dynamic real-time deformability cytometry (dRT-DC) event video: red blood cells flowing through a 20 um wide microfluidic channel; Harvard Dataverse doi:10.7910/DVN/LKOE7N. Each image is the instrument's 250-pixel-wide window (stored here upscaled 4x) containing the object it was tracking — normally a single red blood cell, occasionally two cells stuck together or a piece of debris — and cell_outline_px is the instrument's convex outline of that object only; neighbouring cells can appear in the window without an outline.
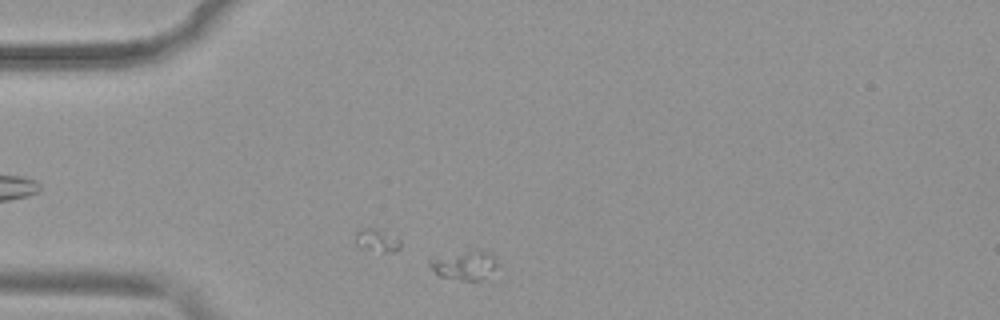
{"species": "common noctule bat (a hibernating species)", "species_latin": "Nyctalus noctula", "temperature_condition": "warm", "stored_images_in_passage": 14, "camera_frame_rate_fps": 3000, "um_per_image_px": 0.085, "animal": {"sex": "female", "body_mass_g": 19.9}, "frame": {"image": 1, "passage_image": 2, "time_ms": 0.333, "image_size_px": [1000, 320], "cell_outline_px": [[500, 264], [480, 280], [460, 280], [440, 276], [432, 268], [432, 260], [480, 248], [484, 248], [492, 252]], "centroid_in_image_um": [39.65, 22.52], "position_along_channel_um": 45.4, "area_um2": 11.04}}
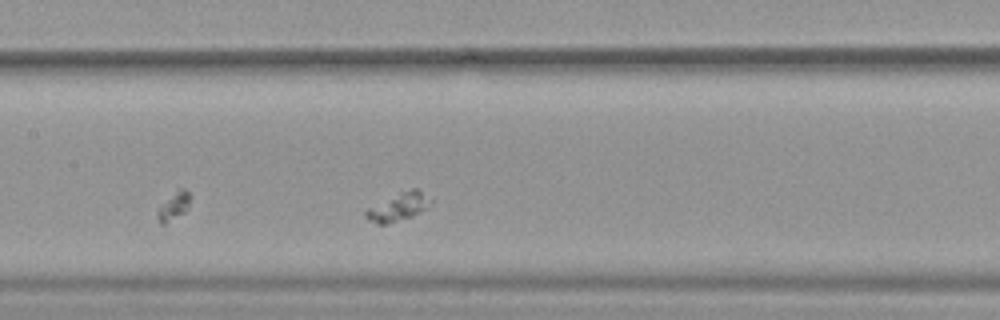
{"frame": {"image": 2, "passage_image": 14, "time_ms": 4.333, "image_size_px": [1000, 320], "cell_outline_px": [[432, 200], [428, 208], [412, 216], [384, 224], [376, 224], [368, 220], [364, 216], [364, 212], [368, 208], [400, 192], [412, 188], [416, 188]], "centroid_in_image_um": [33.85, 17.59], "position_along_channel_um": 173.5, "area_um2": 10.35}}